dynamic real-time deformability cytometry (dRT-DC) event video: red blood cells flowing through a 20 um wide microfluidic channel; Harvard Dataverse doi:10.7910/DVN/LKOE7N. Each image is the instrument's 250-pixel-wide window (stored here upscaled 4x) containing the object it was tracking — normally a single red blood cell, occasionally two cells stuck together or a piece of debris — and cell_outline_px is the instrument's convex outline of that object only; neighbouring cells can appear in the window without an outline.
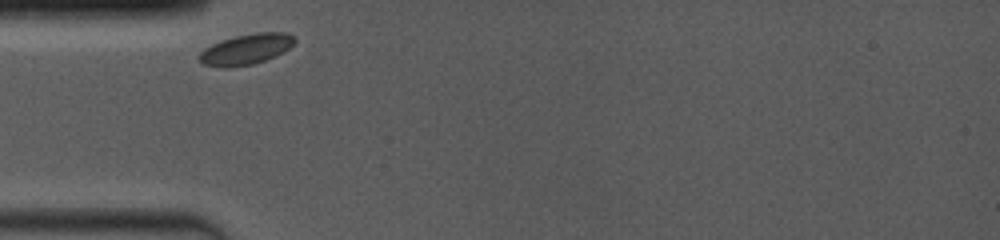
{"species": "common noctule bat (a hibernating species)", "species_latin": "Nyctalus noctula", "temperature_condition": "room temperature", "stored_images_in_passage": 21, "camera_frame_rate_fps": 4000, "um_per_image_px": 0.085, "animal": {"sex": "female", "body_mass_g": 19.0, "forearm_length_mm": 53.3}, "frame": {"image": 1, "passage_image": 1, "time_ms": 0.0, "image_size_px": [1000, 240], "cell_outline_px": [[296, 40], [284, 52], [276, 56], [252, 64], [228, 68], [220, 68], [204, 64], [196, 56], [204, 48], [212, 44], [236, 36], [256, 32], [288, 32]], "centroid_in_image_um": [20.9, 4.19], "position_along_channel_um": 64.1, "area_um2": 16.99}}
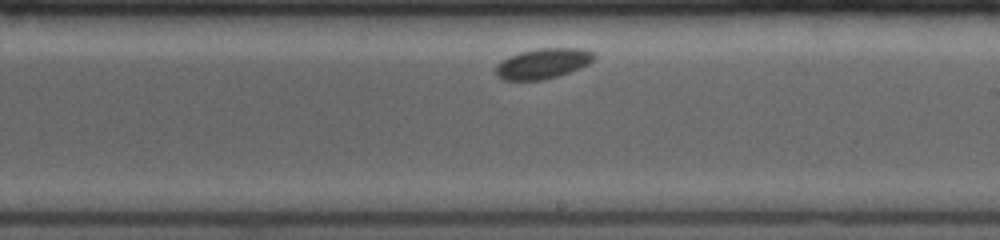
{"frame": {"image": 2, "passage_image": 12, "time_ms": 5.0, "image_size_px": [1000, 240], "cell_outline_px": [[596, 56], [588, 64], [568, 72], [556, 76], [540, 80], [504, 80], [496, 76], [496, 68], [508, 56], [520, 52], [536, 48], [580, 48], [592, 52]], "centroid_in_image_um": [46.14, 5.39], "position_along_channel_um": 242.9, "area_um2": 17.05}}
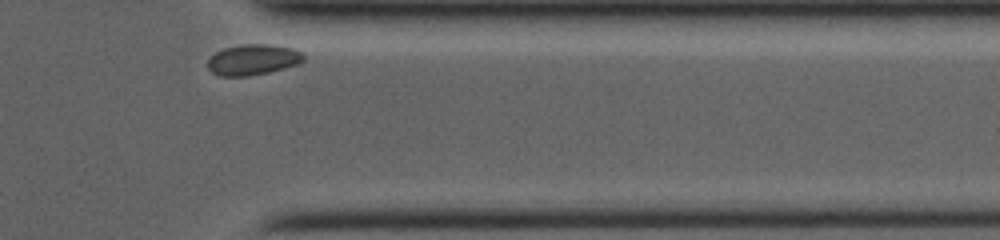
{"frame": {"image": 3, "passage_image": 21, "time_ms": 9.0, "image_size_px": [1000, 240], "cell_outline_px": [[304, 60], [300, 64], [268, 72], [248, 76], [220, 76], [212, 72], [208, 68], [208, 60], [216, 52], [224, 48], [244, 44], [268, 44], [292, 48], [304, 52]], "centroid_in_image_um": [21.54, 5.07], "position_along_channel_um": 389.9, "area_um2": 17.17}}